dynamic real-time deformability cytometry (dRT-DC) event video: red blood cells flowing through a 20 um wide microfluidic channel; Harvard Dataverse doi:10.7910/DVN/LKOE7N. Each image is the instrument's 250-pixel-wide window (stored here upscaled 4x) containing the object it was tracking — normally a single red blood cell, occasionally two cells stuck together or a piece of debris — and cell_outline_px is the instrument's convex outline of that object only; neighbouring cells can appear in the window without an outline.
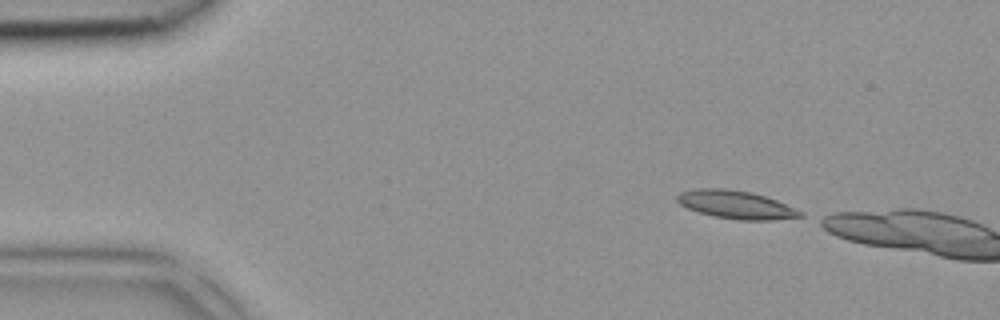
{"species": "common noctule bat (a hibernating species)", "species_latin": "Nyctalus noctula", "temperature_condition": "room temperature", "stored_images_in_passage": 2, "camera_frame_rate_fps": 3000, "um_per_image_px": 0.085, "animal": {"sex": "female", "body_mass_g": 18.4}, "frame": {"image": 1, "passage_image": 1, "time_ms": 0.0, "image_size_px": [1000, 320], "cell_outline_px": [[804, 216], [772, 220], [740, 220], [716, 216], [700, 212], [688, 208], [680, 204], [676, 200], [676, 196], [680, 192], [692, 188], [724, 188], [752, 192], [776, 200], [804, 212]], "centroid_in_image_um": [62.55, 17.38], "position_along_channel_um": 22.4, "area_um2": 20.11}}